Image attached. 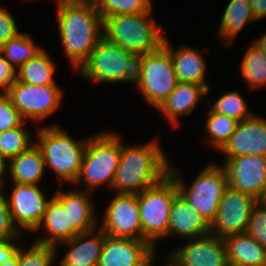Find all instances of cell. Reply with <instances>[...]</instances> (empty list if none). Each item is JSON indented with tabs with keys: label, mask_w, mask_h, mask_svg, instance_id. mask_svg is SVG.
<instances>
[{
	"label": "cell",
	"mask_w": 266,
	"mask_h": 266,
	"mask_svg": "<svg viewBox=\"0 0 266 266\" xmlns=\"http://www.w3.org/2000/svg\"><path fill=\"white\" fill-rule=\"evenodd\" d=\"M39 230H44L46 235L43 238L38 236L35 242L53 247L76 235L67 223L62 205L54 197H50L43 218L34 232Z\"/></svg>",
	"instance_id": "obj_25"
},
{
	"label": "cell",
	"mask_w": 266,
	"mask_h": 266,
	"mask_svg": "<svg viewBox=\"0 0 266 266\" xmlns=\"http://www.w3.org/2000/svg\"><path fill=\"white\" fill-rule=\"evenodd\" d=\"M7 166V161L3 157H0V191L4 190L2 188L4 186V182H6L4 176L7 171Z\"/></svg>",
	"instance_id": "obj_42"
},
{
	"label": "cell",
	"mask_w": 266,
	"mask_h": 266,
	"mask_svg": "<svg viewBox=\"0 0 266 266\" xmlns=\"http://www.w3.org/2000/svg\"><path fill=\"white\" fill-rule=\"evenodd\" d=\"M16 20L6 7L0 6V48L10 38L19 34Z\"/></svg>",
	"instance_id": "obj_38"
},
{
	"label": "cell",
	"mask_w": 266,
	"mask_h": 266,
	"mask_svg": "<svg viewBox=\"0 0 266 266\" xmlns=\"http://www.w3.org/2000/svg\"><path fill=\"white\" fill-rule=\"evenodd\" d=\"M223 240L229 266H266V248L246 232Z\"/></svg>",
	"instance_id": "obj_24"
},
{
	"label": "cell",
	"mask_w": 266,
	"mask_h": 266,
	"mask_svg": "<svg viewBox=\"0 0 266 266\" xmlns=\"http://www.w3.org/2000/svg\"><path fill=\"white\" fill-rule=\"evenodd\" d=\"M177 83L172 58L163 45L153 52L143 54L140 77L135 85L145 102L158 109Z\"/></svg>",
	"instance_id": "obj_9"
},
{
	"label": "cell",
	"mask_w": 266,
	"mask_h": 266,
	"mask_svg": "<svg viewBox=\"0 0 266 266\" xmlns=\"http://www.w3.org/2000/svg\"><path fill=\"white\" fill-rule=\"evenodd\" d=\"M7 94L23 119L35 123L45 120L58 110L63 99V90L59 85L36 86L18 79Z\"/></svg>",
	"instance_id": "obj_10"
},
{
	"label": "cell",
	"mask_w": 266,
	"mask_h": 266,
	"mask_svg": "<svg viewBox=\"0 0 266 266\" xmlns=\"http://www.w3.org/2000/svg\"><path fill=\"white\" fill-rule=\"evenodd\" d=\"M155 259H157L156 254L154 252L151 261H150V266H153ZM166 260V264L164 263V265L162 266H182L179 262H177L171 255H168V257L165 259Z\"/></svg>",
	"instance_id": "obj_43"
},
{
	"label": "cell",
	"mask_w": 266,
	"mask_h": 266,
	"mask_svg": "<svg viewBox=\"0 0 266 266\" xmlns=\"http://www.w3.org/2000/svg\"><path fill=\"white\" fill-rule=\"evenodd\" d=\"M7 162V172L12 183L38 185L46 170L42 152L36 143Z\"/></svg>",
	"instance_id": "obj_23"
},
{
	"label": "cell",
	"mask_w": 266,
	"mask_h": 266,
	"mask_svg": "<svg viewBox=\"0 0 266 266\" xmlns=\"http://www.w3.org/2000/svg\"><path fill=\"white\" fill-rule=\"evenodd\" d=\"M103 20L112 16L152 13L151 0H93Z\"/></svg>",
	"instance_id": "obj_31"
},
{
	"label": "cell",
	"mask_w": 266,
	"mask_h": 266,
	"mask_svg": "<svg viewBox=\"0 0 266 266\" xmlns=\"http://www.w3.org/2000/svg\"><path fill=\"white\" fill-rule=\"evenodd\" d=\"M0 191V241L22 238L23 233L15 227L9 210L7 195Z\"/></svg>",
	"instance_id": "obj_37"
},
{
	"label": "cell",
	"mask_w": 266,
	"mask_h": 266,
	"mask_svg": "<svg viewBox=\"0 0 266 266\" xmlns=\"http://www.w3.org/2000/svg\"><path fill=\"white\" fill-rule=\"evenodd\" d=\"M0 266H19L18 263V251L17 253L9 260L1 264Z\"/></svg>",
	"instance_id": "obj_45"
},
{
	"label": "cell",
	"mask_w": 266,
	"mask_h": 266,
	"mask_svg": "<svg viewBox=\"0 0 266 266\" xmlns=\"http://www.w3.org/2000/svg\"><path fill=\"white\" fill-rule=\"evenodd\" d=\"M208 90L204 85L178 81L175 89L158 108V111L172 127L179 126V117L191 114L200 103L199 100L207 95Z\"/></svg>",
	"instance_id": "obj_20"
},
{
	"label": "cell",
	"mask_w": 266,
	"mask_h": 266,
	"mask_svg": "<svg viewBox=\"0 0 266 266\" xmlns=\"http://www.w3.org/2000/svg\"><path fill=\"white\" fill-rule=\"evenodd\" d=\"M57 252L55 247L33 241L28 249L18 248L19 266H53Z\"/></svg>",
	"instance_id": "obj_34"
},
{
	"label": "cell",
	"mask_w": 266,
	"mask_h": 266,
	"mask_svg": "<svg viewBox=\"0 0 266 266\" xmlns=\"http://www.w3.org/2000/svg\"><path fill=\"white\" fill-rule=\"evenodd\" d=\"M170 40L165 37L163 46L169 51L173 61L178 81L192 82L206 86L210 91V86L206 78V60L197 48L189 45H180L177 49L169 43Z\"/></svg>",
	"instance_id": "obj_22"
},
{
	"label": "cell",
	"mask_w": 266,
	"mask_h": 266,
	"mask_svg": "<svg viewBox=\"0 0 266 266\" xmlns=\"http://www.w3.org/2000/svg\"><path fill=\"white\" fill-rule=\"evenodd\" d=\"M121 156V137L114 131H101L88 137L82 165L77 180L78 186L85 183L86 191L92 192L98 186L112 189Z\"/></svg>",
	"instance_id": "obj_4"
},
{
	"label": "cell",
	"mask_w": 266,
	"mask_h": 266,
	"mask_svg": "<svg viewBox=\"0 0 266 266\" xmlns=\"http://www.w3.org/2000/svg\"><path fill=\"white\" fill-rule=\"evenodd\" d=\"M177 194V184L169 174L155 186L137 194L142 240L154 249L159 239L167 237L170 209Z\"/></svg>",
	"instance_id": "obj_8"
},
{
	"label": "cell",
	"mask_w": 266,
	"mask_h": 266,
	"mask_svg": "<svg viewBox=\"0 0 266 266\" xmlns=\"http://www.w3.org/2000/svg\"><path fill=\"white\" fill-rule=\"evenodd\" d=\"M254 44H256L261 50H263L266 53V33L257 40L253 41Z\"/></svg>",
	"instance_id": "obj_44"
},
{
	"label": "cell",
	"mask_w": 266,
	"mask_h": 266,
	"mask_svg": "<svg viewBox=\"0 0 266 266\" xmlns=\"http://www.w3.org/2000/svg\"><path fill=\"white\" fill-rule=\"evenodd\" d=\"M257 199L229 185L224 190L215 219L210 224V233L224 238L245 233L250 215Z\"/></svg>",
	"instance_id": "obj_11"
},
{
	"label": "cell",
	"mask_w": 266,
	"mask_h": 266,
	"mask_svg": "<svg viewBox=\"0 0 266 266\" xmlns=\"http://www.w3.org/2000/svg\"><path fill=\"white\" fill-rule=\"evenodd\" d=\"M16 80L17 71L0 52V91L2 89V93H7Z\"/></svg>",
	"instance_id": "obj_39"
},
{
	"label": "cell",
	"mask_w": 266,
	"mask_h": 266,
	"mask_svg": "<svg viewBox=\"0 0 266 266\" xmlns=\"http://www.w3.org/2000/svg\"><path fill=\"white\" fill-rule=\"evenodd\" d=\"M152 13L118 15L104 20V37L133 54H146L159 49L165 40L162 28Z\"/></svg>",
	"instance_id": "obj_6"
},
{
	"label": "cell",
	"mask_w": 266,
	"mask_h": 266,
	"mask_svg": "<svg viewBox=\"0 0 266 266\" xmlns=\"http://www.w3.org/2000/svg\"><path fill=\"white\" fill-rule=\"evenodd\" d=\"M36 130L38 141L35 143L42 152L45 167H50L60 177L59 181L73 185L80 172L88 137L76 140L54 124Z\"/></svg>",
	"instance_id": "obj_5"
},
{
	"label": "cell",
	"mask_w": 266,
	"mask_h": 266,
	"mask_svg": "<svg viewBox=\"0 0 266 266\" xmlns=\"http://www.w3.org/2000/svg\"><path fill=\"white\" fill-rule=\"evenodd\" d=\"M240 93L236 90L224 93L213 104H210V109L238 122L251 117L254 113L248 109L247 101Z\"/></svg>",
	"instance_id": "obj_33"
},
{
	"label": "cell",
	"mask_w": 266,
	"mask_h": 266,
	"mask_svg": "<svg viewBox=\"0 0 266 266\" xmlns=\"http://www.w3.org/2000/svg\"><path fill=\"white\" fill-rule=\"evenodd\" d=\"M26 122L7 93L0 92V133L21 126Z\"/></svg>",
	"instance_id": "obj_35"
},
{
	"label": "cell",
	"mask_w": 266,
	"mask_h": 266,
	"mask_svg": "<svg viewBox=\"0 0 266 266\" xmlns=\"http://www.w3.org/2000/svg\"><path fill=\"white\" fill-rule=\"evenodd\" d=\"M188 241L170 253L182 266H229L223 238L209 233Z\"/></svg>",
	"instance_id": "obj_16"
},
{
	"label": "cell",
	"mask_w": 266,
	"mask_h": 266,
	"mask_svg": "<svg viewBox=\"0 0 266 266\" xmlns=\"http://www.w3.org/2000/svg\"><path fill=\"white\" fill-rule=\"evenodd\" d=\"M155 251L145 240L105 234L97 266H150Z\"/></svg>",
	"instance_id": "obj_15"
},
{
	"label": "cell",
	"mask_w": 266,
	"mask_h": 266,
	"mask_svg": "<svg viewBox=\"0 0 266 266\" xmlns=\"http://www.w3.org/2000/svg\"><path fill=\"white\" fill-rule=\"evenodd\" d=\"M237 124V120L208 109L204 127L209 135V144L220 151L235 132Z\"/></svg>",
	"instance_id": "obj_30"
},
{
	"label": "cell",
	"mask_w": 266,
	"mask_h": 266,
	"mask_svg": "<svg viewBox=\"0 0 266 266\" xmlns=\"http://www.w3.org/2000/svg\"><path fill=\"white\" fill-rule=\"evenodd\" d=\"M25 123L0 133V157L6 161L24 152L35 143L25 129Z\"/></svg>",
	"instance_id": "obj_32"
},
{
	"label": "cell",
	"mask_w": 266,
	"mask_h": 266,
	"mask_svg": "<svg viewBox=\"0 0 266 266\" xmlns=\"http://www.w3.org/2000/svg\"><path fill=\"white\" fill-rule=\"evenodd\" d=\"M104 241L105 233L99 227L76 234L55 247L56 252L64 245L69 248L59 261V266H97Z\"/></svg>",
	"instance_id": "obj_19"
},
{
	"label": "cell",
	"mask_w": 266,
	"mask_h": 266,
	"mask_svg": "<svg viewBox=\"0 0 266 266\" xmlns=\"http://www.w3.org/2000/svg\"><path fill=\"white\" fill-rule=\"evenodd\" d=\"M56 4L64 3V2H75V1H83V0H54Z\"/></svg>",
	"instance_id": "obj_47"
},
{
	"label": "cell",
	"mask_w": 266,
	"mask_h": 266,
	"mask_svg": "<svg viewBox=\"0 0 266 266\" xmlns=\"http://www.w3.org/2000/svg\"><path fill=\"white\" fill-rule=\"evenodd\" d=\"M158 139L142 145H125L121 138V156L112 190L119 194H139L162 181L170 161Z\"/></svg>",
	"instance_id": "obj_2"
},
{
	"label": "cell",
	"mask_w": 266,
	"mask_h": 266,
	"mask_svg": "<svg viewBox=\"0 0 266 266\" xmlns=\"http://www.w3.org/2000/svg\"><path fill=\"white\" fill-rule=\"evenodd\" d=\"M59 188L53 194V197L62 205L67 223L76 233L81 234L94 230L99 222L95 214L96 205L90 197L92 192L86 190L70 189V191H61L62 182L58 183Z\"/></svg>",
	"instance_id": "obj_18"
},
{
	"label": "cell",
	"mask_w": 266,
	"mask_h": 266,
	"mask_svg": "<svg viewBox=\"0 0 266 266\" xmlns=\"http://www.w3.org/2000/svg\"><path fill=\"white\" fill-rule=\"evenodd\" d=\"M228 185L259 200L266 187V157L243 155L225 158Z\"/></svg>",
	"instance_id": "obj_14"
},
{
	"label": "cell",
	"mask_w": 266,
	"mask_h": 266,
	"mask_svg": "<svg viewBox=\"0 0 266 266\" xmlns=\"http://www.w3.org/2000/svg\"><path fill=\"white\" fill-rule=\"evenodd\" d=\"M55 8L64 53L78 71L104 36V20L93 0L59 3Z\"/></svg>",
	"instance_id": "obj_1"
},
{
	"label": "cell",
	"mask_w": 266,
	"mask_h": 266,
	"mask_svg": "<svg viewBox=\"0 0 266 266\" xmlns=\"http://www.w3.org/2000/svg\"><path fill=\"white\" fill-rule=\"evenodd\" d=\"M254 20H262L266 17V0H249Z\"/></svg>",
	"instance_id": "obj_41"
},
{
	"label": "cell",
	"mask_w": 266,
	"mask_h": 266,
	"mask_svg": "<svg viewBox=\"0 0 266 266\" xmlns=\"http://www.w3.org/2000/svg\"><path fill=\"white\" fill-rule=\"evenodd\" d=\"M99 220L98 227L107 235L142 240L137 194L115 193Z\"/></svg>",
	"instance_id": "obj_12"
},
{
	"label": "cell",
	"mask_w": 266,
	"mask_h": 266,
	"mask_svg": "<svg viewBox=\"0 0 266 266\" xmlns=\"http://www.w3.org/2000/svg\"><path fill=\"white\" fill-rule=\"evenodd\" d=\"M210 233V224L199 215L178 193L170 209L167 237L186 239L202 237Z\"/></svg>",
	"instance_id": "obj_21"
},
{
	"label": "cell",
	"mask_w": 266,
	"mask_h": 266,
	"mask_svg": "<svg viewBox=\"0 0 266 266\" xmlns=\"http://www.w3.org/2000/svg\"><path fill=\"white\" fill-rule=\"evenodd\" d=\"M219 152L225 155L224 158L243 155L266 157V119L253 114L238 122L235 132Z\"/></svg>",
	"instance_id": "obj_17"
},
{
	"label": "cell",
	"mask_w": 266,
	"mask_h": 266,
	"mask_svg": "<svg viewBox=\"0 0 266 266\" xmlns=\"http://www.w3.org/2000/svg\"><path fill=\"white\" fill-rule=\"evenodd\" d=\"M221 17L217 35L227 47L246 25L255 21L249 0H229Z\"/></svg>",
	"instance_id": "obj_26"
},
{
	"label": "cell",
	"mask_w": 266,
	"mask_h": 266,
	"mask_svg": "<svg viewBox=\"0 0 266 266\" xmlns=\"http://www.w3.org/2000/svg\"><path fill=\"white\" fill-rule=\"evenodd\" d=\"M13 189L7 202L15 227L34 232L43 218L47 199L38 185L12 184Z\"/></svg>",
	"instance_id": "obj_13"
},
{
	"label": "cell",
	"mask_w": 266,
	"mask_h": 266,
	"mask_svg": "<svg viewBox=\"0 0 266 266\" xmlns=\"http://www.w3.org/2000/svg\"><path fill=\"white\" fill-rule=\"evenodd\" d=\"M15 241L16 239L0 241V265L17 253L19 245Z\"/></svg>",
	"instance_id": "obj_40"
},
{
	"label": "cell",
	"mask_w": 266,
	"mask_h": 266,
	"mask_svg": "<svg viewBox=\"0 0 266 266\" xmlns=\"http://www.w3.org/2000/svg\"><path fill=\"white\" fill-rule=\"evenodd\" d=\"M45 50L43 49L17 70V79L20 82L36 86L58 85L53 78L57 69L56 64Z\"/></svg>",
	"instance_id": "obj_27"
},
{
	"label": "cell",
	"mask_w": 266,
	"mask_h": 266,
	"mask_svg": "<svg viewBox=\"0 0 266 266\" xmlns=\"http://www.w3.org/2000/svg\"><path fill=\"white\" fill-rule=\"evenodd\" d=\"M34 43L30 34L20 32L15 37L8 39L0 48V52L17 71L24 63L43 50L41 46Z\"/></svg>",
	"instance_id": "obj_29"
},
{
	"label": "cell",
	"mask_w": 266,
	"mask_h": 266,
	"mask_svg": "<svg viewBox=\"0 0 266 266\" xmlns=\"http://www.w3.org/2000/svg\"><path fill=\"white\" fill-rule=\"evenodd\" d=\"M170 163L169 175L177 184L178 193L209 224L215 219L220 200L228 186L222 166L210 163L196 176L191 185H185L180 171ZM188 186V188H187Z\"/></svg>",
	"instance_id": "obj_7"
},
{
	"label": "cell",
	"mask_w": 266,
	"mask_h": 266,
	"mask_svg": "<svg viewBox=\"0 0 266 266\" xmlns=\"http://www.w3.org/2000/svg\"><path fill=\"white\" fill-rule=\"evenodd\" d=\"M246 233L266 248V206L259 201L252 210Z\"/></svg>",
	"instance_id": "obj_36"
},
{
	"label": "cell",
	"mask_w": 266,
	"mask_h": 266,
	"mask_svg": "<svg viewBox=\"0 0 266 266\" xmlns=\"http://www.w3.org/2000/svg\"><path fill=\"white\" fill-rule=\"evenodd\" d=\"M142 60V54L130 53L103 36L77 72L90 82L135 84L140 77Z\"/></svg>",
	"instance_id": "obj_3"
},
{
	"label": "cell",
	"mask_w": 266,
	"mask_h": 266,
	"mask_svg": "<svg viewBox=\"0 0 266 266\" xmlns=\"http://www.w3.org/2000/svg\"><path fill=\"white\" fill-rule=\"evenodd\" d=\"M239 70L250 90L266 87V53L256 44L245 52Z\"/></svg>",
	"instance_id": "obj_28"
},
{
	"label": "cell",
	"mask_w": 266,
	"mask_h": 266,
	"mask_svg": "<svg viewBox=\"0 0 266 266\" xmlns=\"http://www.w3.org/2000/svg\"><path fill=\"white\" fill-rule=\"evenodd\" d=\"M262 205L266 206V187L265 190L262 194V196L260 197V199L258 200Z\"/></svg>",
	"instance_id": "obj_46"
}]
</instances>
